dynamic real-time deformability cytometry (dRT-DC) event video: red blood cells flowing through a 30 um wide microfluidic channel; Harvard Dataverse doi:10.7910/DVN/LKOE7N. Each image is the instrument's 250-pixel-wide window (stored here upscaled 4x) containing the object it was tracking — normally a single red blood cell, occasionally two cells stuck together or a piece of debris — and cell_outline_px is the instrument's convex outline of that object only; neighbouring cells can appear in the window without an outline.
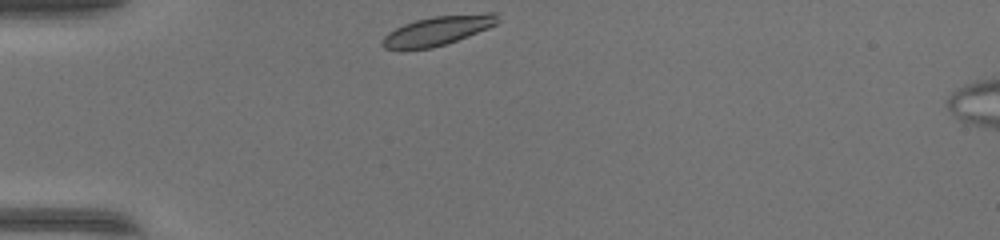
{"species": "common noctule bat (a hibernating species)", "species_latin": "Nyctalus noctula", "temperature_condition": "warm", "stored_images_in_passage": 31, "camera_frame_rate_fps": 3000, "um_per_image_px": 0.085, "animal": {"sex": "female", "body_mass_g": 17.0, "forearm_length_mm": 48.0}, "frame": {"image": 1, "passage_image": 1, "time_ms": 0.0, "image_size_px": [1000, 240], "cell_outline_px": [[500, 20], [496, 24], [488, 28], [456, 40], [432, 48], [384, 48], [380, 44], [380, 40], [388, 32], [404, 24], [416, 20], [432, 16], [484, 12], [496, 12]], "centroid_in_image_um": [37.23, 2.57], "position_along_channel_um": 47.8, "area_um2": 19.54}}
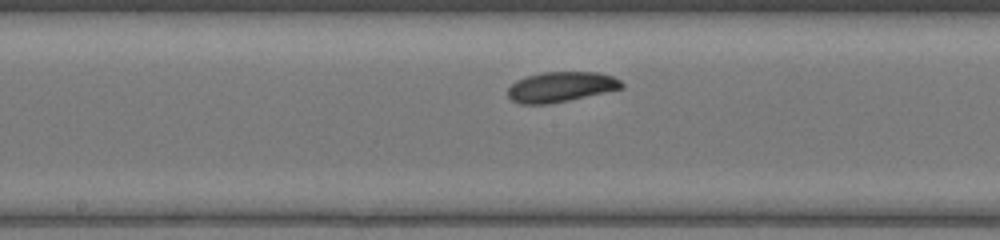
{"frame": {"image": 2, "passage_image": 14, "time_ms": 4.333, "image_size_px": [1000, 240], "cell_outline_px": [[624, 88], [568, 100], [548, 104], [524, 104], [512, 100], [508, 96], [508, 88], [516, 80], [540, 72], [596, 72], [612, 76], [620, 80], [624, 84]], "centroid_in_image_um": [47.68, 7.38], "position_along_channel_um": 200.5, "area_um2": 19.88}}
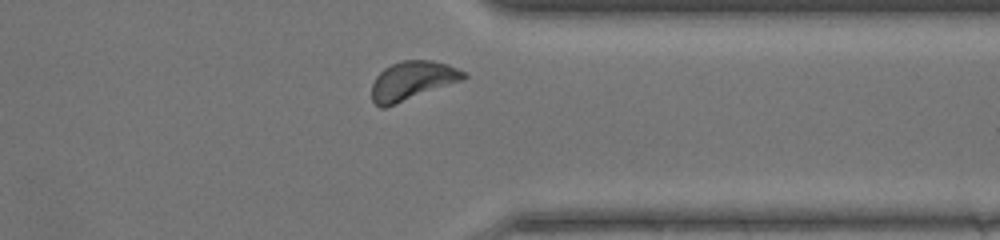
{"frame": {"image": 3, "passage_image": 27, "time_ms": 8.667, "image_size_px": [1000, 240], "cell_outline_px": [[468, 76], [464, 80], [384, 108], [380, 108], [372, 100], [372, 84], [376, 76], [384, 68], [400, 60], [432, 60], [448, 64], [468, 72]], "centroid_in_image_um": [35.08, 6.84], "position_along_channel_um": 376.3, "area_um2": 20.98}, "authors_computed_cell_mechanics": {"area_um2": 19.9988, "velocity_mm_per_s": 4.1122, "shape_relaxation_time_tau1_ms": 1.704, "shape_relaxation_time_tau2_ms": null, "deformation_change_tau1": 0.0872, "deformation_change_tau2": null}}